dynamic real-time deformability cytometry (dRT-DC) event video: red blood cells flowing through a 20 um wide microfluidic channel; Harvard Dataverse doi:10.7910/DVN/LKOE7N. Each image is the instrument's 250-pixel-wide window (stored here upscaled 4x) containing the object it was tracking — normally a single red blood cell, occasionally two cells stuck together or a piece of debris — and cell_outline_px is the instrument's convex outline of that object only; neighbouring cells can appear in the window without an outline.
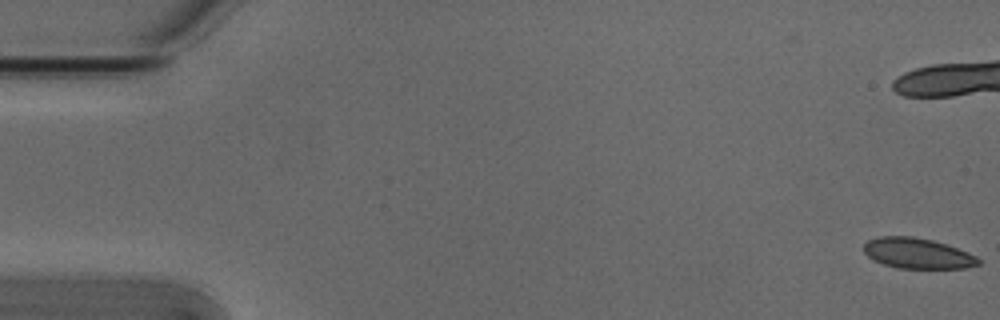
{"species": "Egyptian fruit bat (a non-hibernating species)", "species_latin": "Rousettus aegyptiacus", "temperature_condition": "cold", "stored_images_in_passage": 8, "camera_frame_rate_fps": 3000, "um_per_image_px": 0.085, "animal": {"sex": "male"}, "frame": {"image": 1, "passage_image": 1, "time_ms": 0.0, "image_size_px": [1000, 320], "cell_outline_px": [[980, 264], [968, 268], [896, 268], [872, 260], [864, 252], [864, 244], [868, 240], [880, 236], [912, 236], [932, 240], [968, 252], [976, 256], [980, 260]], "centroid_in_image_um": [77.97, 21.54], "position_along_channel_um": 7.0, "area_um2": 20.35}}